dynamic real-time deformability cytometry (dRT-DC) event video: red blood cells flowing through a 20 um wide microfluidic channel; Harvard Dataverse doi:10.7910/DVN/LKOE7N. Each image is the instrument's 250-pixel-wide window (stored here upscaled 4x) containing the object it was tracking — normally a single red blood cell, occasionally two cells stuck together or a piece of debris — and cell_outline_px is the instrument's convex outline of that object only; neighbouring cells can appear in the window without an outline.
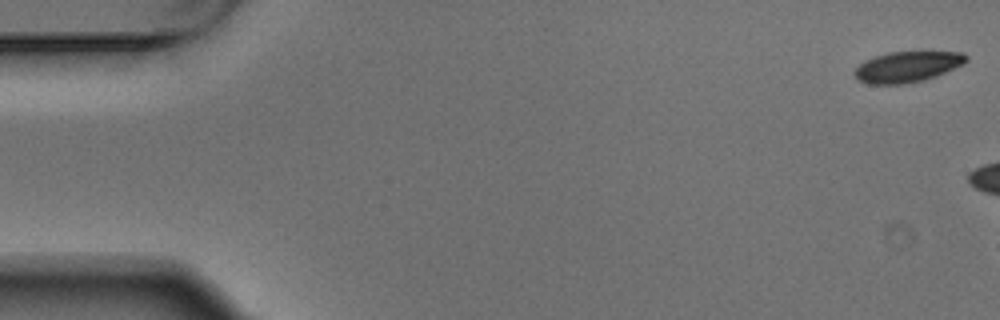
{"species": "Egyptian fruit bat (a non-hibernating species)", "species_latin": "Rousettus aegyptiacus", "temperature_condition": "warm", "stored_images_in_passage": 9, "camera_frame_rate_fps": 3000, "um_per_image_px": 0.085, "animal": {"sex": "male"}, "frame": {"image": 1, "passage_image": 1, "time_ms": 0.0, "image_size_px": [1000, 320], "cell_outline_px": [[968, 60], [964, 64], [936, 76], [924, 80], [904, 84], [868, 84], [860, 80], [852, 72], [864, 60], [888, 52], [928, 48], [964, 52], [968, 56]], "centroid_in_image_um": [77.22, 5.6], "position_along_channel_um": 7.8, "area_um2": 21.1}}